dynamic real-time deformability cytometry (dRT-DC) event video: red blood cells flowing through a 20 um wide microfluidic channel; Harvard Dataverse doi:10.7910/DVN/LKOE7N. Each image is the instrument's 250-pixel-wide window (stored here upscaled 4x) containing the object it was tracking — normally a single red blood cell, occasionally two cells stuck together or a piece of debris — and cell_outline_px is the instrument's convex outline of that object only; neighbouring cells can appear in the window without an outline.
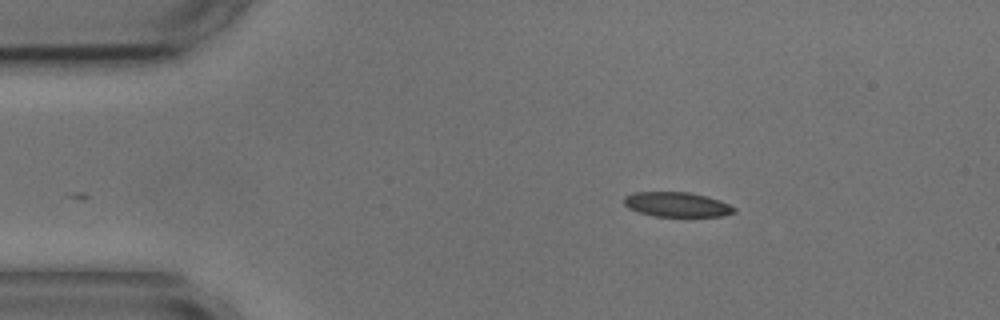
{"species": "common noctule bat (a hibernating species)", "species_latin": "Nyctalus noctula", "temperature_condition": "cold", "stored_images_in_passage": 47, "camera_frame_rate_fps": 3000, "um_per_image_px": 0.085, "animal": {"sex": "male", "body_mass_g": 17.9, "forearm_length_mm": 54.2}, "frame": {"image": 1, "passage_image": 1, "time_ms": 0.0, "image_size_px": [1000, 320], "cell_outline_px": [[736, 212], [724, 216], [656, 216], [640, 212], [628, 208], [624, 204], [624, 196], [632, 192], [692, 192], [708, 196], [720, 200], [736, 208]], "centroid_in_image_um": [57.55, 17.37], "position_along_channel_um": 27.4, "area_um2": 15.95}}
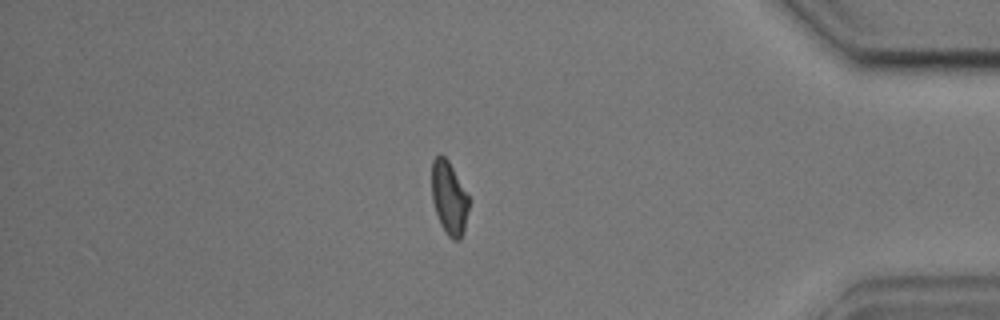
{"frame": {"image": 2, "passage_image": 39, "time_ms": 12.667, "image_size_px": [1000, 320], "cell_outline_px": [[468, 208], [464, 232], [460, 240], [452, 240], [444, 232], [440, 224], [432, 200], [432, 160], [440, 152], [448, 160], [468, 196]], "centroid_in_image_um": [38.15, 16.84], "position_along_channel_um": 397.0, "area_um2": 15.78}}
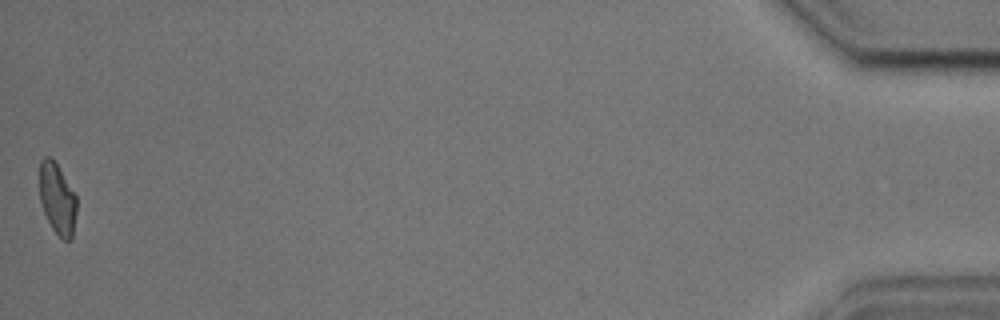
{"frame": {"image": 3, "passage_image": 47, "time_ms": 15.333, "image_size_px": [1000, 320], "cell_outline_px": [[76, 212], [72, 240], [64, 240], [52, 228], [44, 212], [40, 200], [40, 160], [44, 156], [52, 156], [76, 196]], "centroid_in_image_um": [4.87, 16.87], "position_along_channel_um": 430.3, "area_um2": 15.26}, "authors_computed_cell_mechanics": {"area_um2": 16.5886, "velocity_mm_per_s": 3.6007, "shape_relaxation_time_tau1_ms": 6.4309, "shape_relaxation_time_tau2_ms": 4.0379, "deformation_change_tau1": 0.1536, "deformation_change_tau2": 0.1052}}